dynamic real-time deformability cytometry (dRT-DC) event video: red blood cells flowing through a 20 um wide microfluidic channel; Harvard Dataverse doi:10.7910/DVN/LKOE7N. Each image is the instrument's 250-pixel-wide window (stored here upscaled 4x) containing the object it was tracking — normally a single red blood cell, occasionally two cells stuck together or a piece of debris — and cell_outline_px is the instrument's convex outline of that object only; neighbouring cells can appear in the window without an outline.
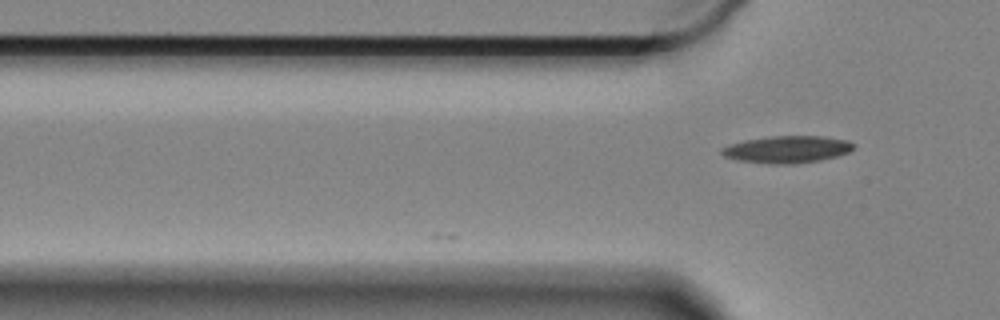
{"species": "Egyptian fruit bat (a non-hibernating species)", "species_latin": "Rousettus aegyptiacus", "temperature_condition": "cold", "stored_images_in_passage": 2, "camera_frame_rate_fps": 3000, "um_per_image_px": 0.085, "animal": {"sex": "female"}, "frame": {"image": 1, "passage_image": 2, "time_ms": 0.333, "image_size_px": [1000, 320], "cell_outline_px": [[852, 148], [848, 152], [836, 156], [820, 160], [792, 164], [768, 164], [736, 160], [724, 156], [720, 152], [720, 148], [744, 140], [772, 136], [820, 136], [844, 140], [852, 144]], "centroid_in_image_um": [66.82, 12.71], "position_along_channel_um": 59.0, "area_um2": 20.58}}